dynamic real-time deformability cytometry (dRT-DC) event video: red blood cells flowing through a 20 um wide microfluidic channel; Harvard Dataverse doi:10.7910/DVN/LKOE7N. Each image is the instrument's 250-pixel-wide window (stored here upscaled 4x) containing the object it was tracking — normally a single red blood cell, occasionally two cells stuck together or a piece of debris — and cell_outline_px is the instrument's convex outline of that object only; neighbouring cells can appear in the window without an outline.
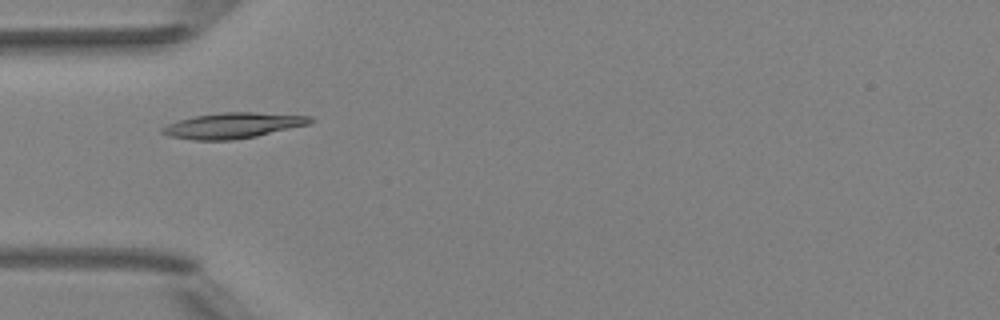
{"species": "Egyptian fruit bat (a non-hibernating species)", "species_latin": "Rousettus aegyptiacus", "temperature_condition": "room temperature", "stored_images_in_passage": 4, "camera_frame_rate_fps": 3000, "um_per_image_px": 0.085, "animal": {"sex": "female"}, "frame": {"image": 1, "passage_image": 4, "time_ms": 3.333, "image_size_px": [1000, 320], "cell_outline_px": [[316, 120], [308, 124], [256, 136], [232, 140], [192, 140], [168, 136], [160, 132], [160, 128], [168, 124], [180, 120], [196, 116], [220, 112], [252, 112], [312, 116]], "centroid_in_image_um": [19.78, 10.67], "position_along_channel_um": 65.2, "area_um2": 21.96}}